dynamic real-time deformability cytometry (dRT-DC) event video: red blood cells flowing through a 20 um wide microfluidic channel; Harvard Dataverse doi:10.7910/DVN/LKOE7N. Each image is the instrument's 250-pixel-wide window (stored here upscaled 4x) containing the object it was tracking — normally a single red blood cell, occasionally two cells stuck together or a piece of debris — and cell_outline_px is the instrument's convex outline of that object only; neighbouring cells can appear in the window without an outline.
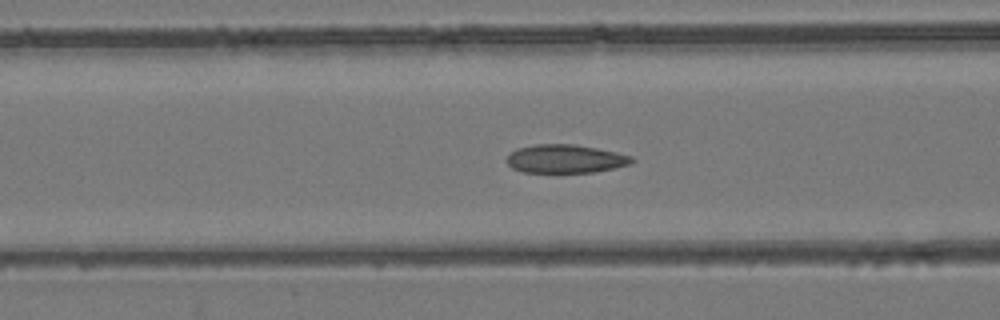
{"species": "common noctule bat (a hibernating species)", "species_latin": "Nyctalus noctula", "temperature_condition": "room temperature", "stored_images_in_passage": 53, "camera_frame_rate_fps": 3000, "um_per_image_px": 0.085, "animal": {"sex": "female", "body_mass_g": 24.6, "forearm_length_mm": 56.2}, "frame": {"image": 1, "passage_image": 21, "time_ms": 6.667, "image_size_px": [1000, 320], "cell_outline_px": [[636, 160], [632, 164], [616, 168], [596, 172], [520, 172], [512, 168], [508, 164], [508, 156], [516, 148], [536, 144], [572, 144], [596, 148], [616, 152], [632, 156]], "centroid_in_image_um": [48.1, 13.5], "position_along_channel_um": 118.5, "area_um2": 20.81}}
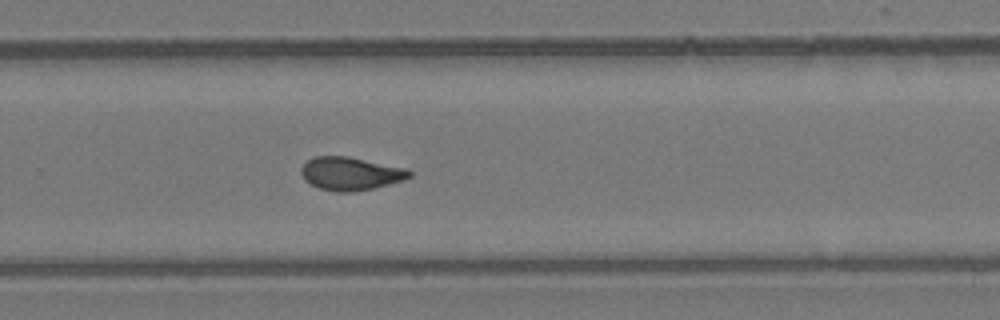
{"frame": {"image": 2, "passage_image": 35, "time_ms": 11.333, "image_size_px": [1000, 320], "cell_outline_px": [[412, 176], [404, 180], [356, 192], [336, 192], [320, 188], [304, 180], [300, 172], [300, 168], [308, 160], [316, 156], [348, 156], [408, 168], [412, 172]], "centroid_in_image_um": [29.81, 14.75], "position_along_channel_um": 300.0, "area_um2": 21.04}}
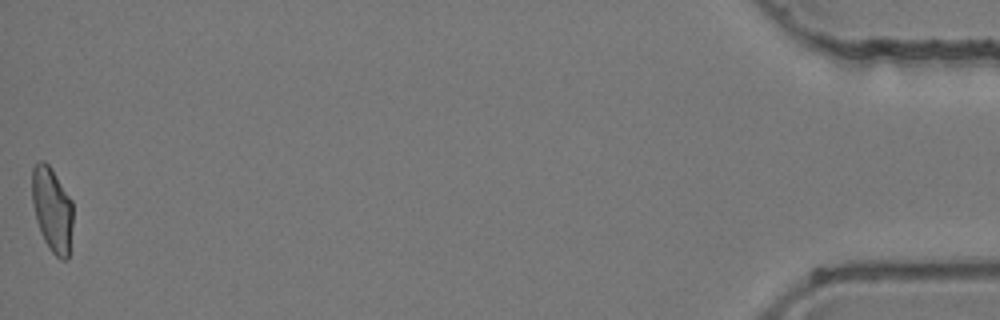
{"frame": {"image": 3, "passage_image": 53, "time_ms": 17.333, "image_size_px": [1000, 320], "cell_outline_px": [[72, 224], [68, 260], [60, 260], [52, 252], [44, 240], [40, 232], [36, 220], [32, 204], [32, 168], [40, 160], [44, 160], [48, 164], [72, 200]], "centroid_in_image_um": [4.42, 17.82], "position_along_channel_um": 430.8, "area_um2": 20.17}, "authors_computed_cell_mechanics": {"area_um2": 21.0392, "velocity_mm_per_s": 3.8875, "shape_relaxation_time_tau1_ms": null, "shape_relaxation_time_tau2_ms": 1.3272, "deformation_change_tau1": null, "deformation_change_tau2": 0.0634}}